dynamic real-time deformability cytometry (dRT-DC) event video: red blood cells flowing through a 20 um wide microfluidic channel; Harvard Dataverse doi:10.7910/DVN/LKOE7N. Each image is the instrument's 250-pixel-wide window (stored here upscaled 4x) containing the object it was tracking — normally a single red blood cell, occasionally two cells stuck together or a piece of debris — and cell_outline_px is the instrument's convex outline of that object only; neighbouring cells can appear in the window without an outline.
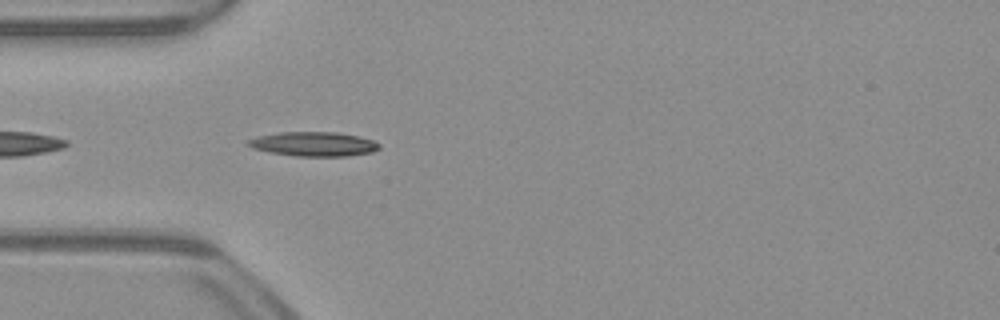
{"species": "common noctule bat (a hibernating species)", "species_latin": "Nyctalus noctula", "temperature_condition": "warm", "stored_images_in_passage": 21, "camera_frame_rate_fps": 3000, "um_per_image_px": 0.085, "animal": {"sex": "male", "body_mass_g": 23.1, "forearm_length_mm": 52.7}, "frame": {"image": 1, "passage_image": 2, "time_ms": 0.333, "image_size_px": [1000, 320], "cell_outline_px": [[380, 148], [372, 152], [348, 156], [296, 156], [272, 152], [252, 148], [248, 144], [248, 140], [256, 136], [280, 132], [336, 132], [360, 136], [372, 140], [380, 144]], "centroid_in_image_um": [26.69, 12.24], "position_along_channel_um": 58.3, "area_um2": 18.55}}
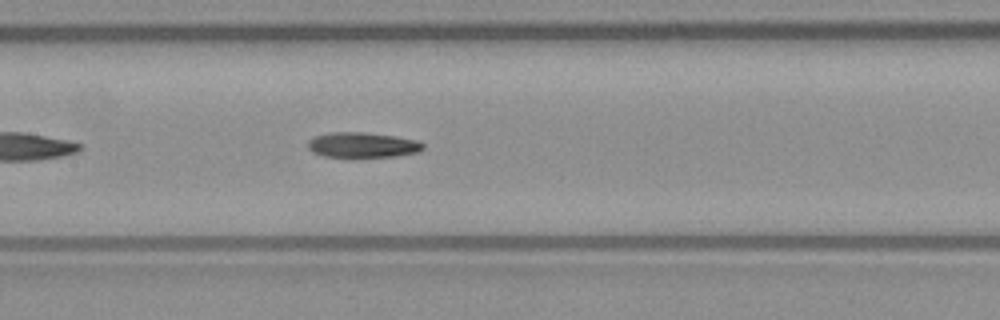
{"frame": {"image": 2, "passage_image": 11, "time_ms": 3.333, "image_size_px": [1000, 320], "cell_outline_px": [[424, 148], [416, 152], [396, 156], [356, 160], [324, 156], [312, 152], [308, 148], [308, 140], [312, 136], [328, 132], [360, 132], [396, 136], [420, 140], [424, 144]], "centroid_in_image_um": [30.78, 12.36], "position_along_channel_um": 176.6, "area_um2": 17.92}}
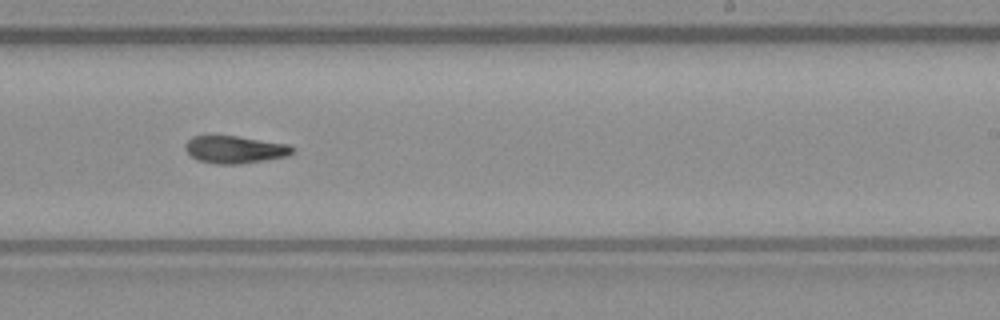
{"frame": {"image": 3, "passage_image": 18, "time_ms": 5.667, "image_size_px": [1000, 320], "cell_outline_px": [[292, 152], [288, 156], [268, 160], [236, 164], [216, 164], [200, 160], [192, 156], [184, 148], [184, 144], [192, 136], [236, 136], [288, 144], [292, 148]], "centroid_in_image_um": [19.96, 12.71], "position_along_channel_um": 269.0, "area_um2": 16.94}}